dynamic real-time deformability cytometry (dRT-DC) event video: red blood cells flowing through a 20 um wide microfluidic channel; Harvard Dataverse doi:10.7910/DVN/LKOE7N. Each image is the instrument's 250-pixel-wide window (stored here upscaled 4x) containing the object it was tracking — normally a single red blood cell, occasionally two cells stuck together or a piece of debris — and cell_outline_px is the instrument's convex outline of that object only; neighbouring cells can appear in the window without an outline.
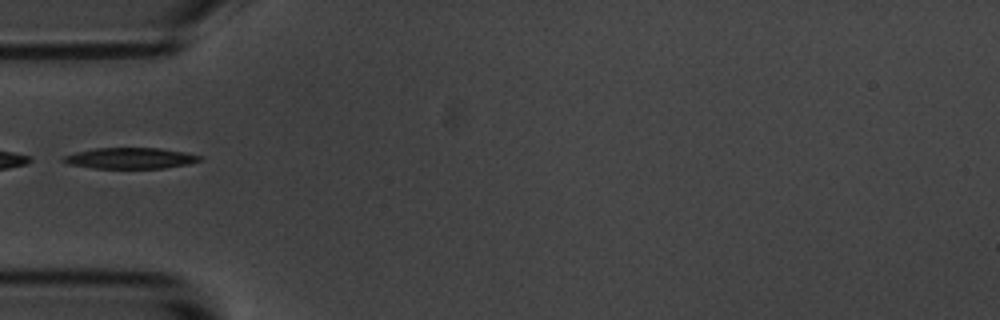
{"species": "common noctule bat (a hibernating species)", "species_latin": "Nyctalus noctula", "temperature_condition": "room temperature", "stored_images_in_passage": 7, "segment_of_instrument_passage": [2, 2], "camera_frame_rate_fps": 3000, "um_per_image_px": 0.085, "animal": {"sex": "male", "body_mass_g": 20.1, "forearm_length_mm": 53.5}, "frame": {"image": 1, "passage_image": 5, "time_ms": 4.667, "image_size_px": [1000, 320], "cell_outline_px": [[204, 160], [188, 164], [164, 168], [92, 168], [68, 164], [60, 160], [64, 156], [76, 152], [96, 148], [160, 148], [188, 152], [204, 156]], "centroid_in_image_um": [11.14, 13.44], "position_along_channel_um": 73.9, "area_um2": 16.88}}
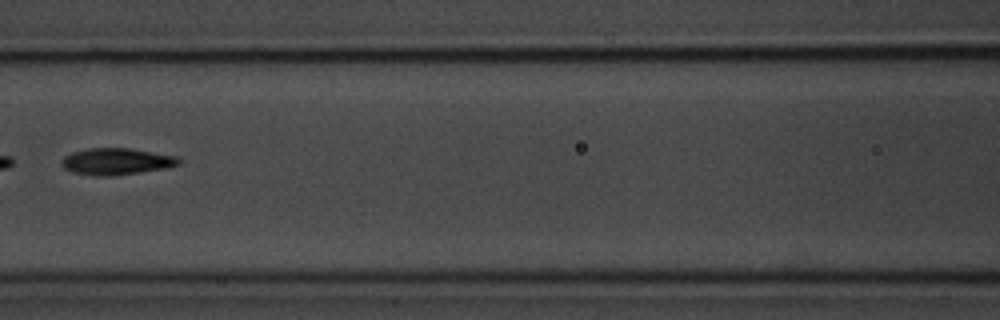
{"frame": {"image": 2, "passage_image": 7, "time_ms": 7.0, "image_size_px": [1000, 320], "cell_outline_px": [[180, 164], [164, 168], [112, 176], [96, 176], [72, 172], [64, 168], [60, 164], [60, 160], [64, 156], [72, 152], [88, 148], [128, 148], [176, 156], [180, 160]], "centroid_in_image_um": [9.83, 13.72], "position_along_channel_um": 156.8, "area_um2": 18.09}}